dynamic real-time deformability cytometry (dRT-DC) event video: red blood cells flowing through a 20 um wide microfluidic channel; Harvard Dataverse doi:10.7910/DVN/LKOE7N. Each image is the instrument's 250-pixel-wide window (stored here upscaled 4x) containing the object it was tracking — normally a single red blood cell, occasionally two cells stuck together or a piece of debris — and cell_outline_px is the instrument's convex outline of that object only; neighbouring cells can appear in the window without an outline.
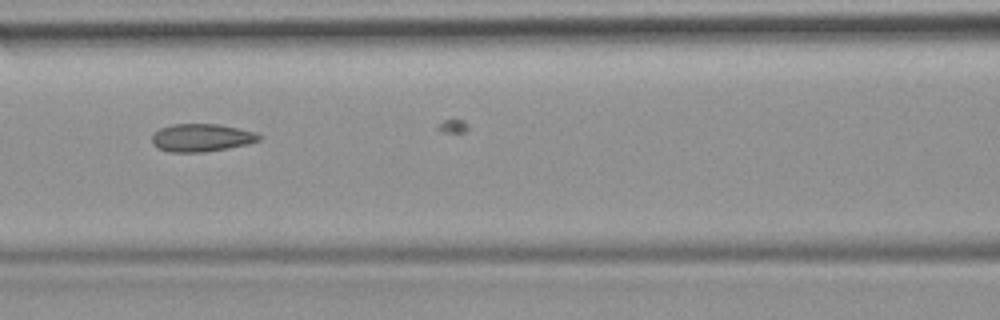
{"species": "common noctule bat (a hibernating species)", "species_latin": "Nyctalus noctula", "temperature_condition": "room temperature", "stored_images_in_passage": 41, "camera_frame_rate_fps": 3000, "um_per_image_px": 0.085, "animal": {"sex": "female", "body_mass_g": 19.9}, "frame": {"image": 1, "passage_image": 24, "time_ms": 7.667, "image_size_px": [1000, 320], "cell_outline_px": [[264, 136], [260, 140], [248, 144], [228, 148], [204, 152], [172, 152], [160, 148], [152, 144], [152, 132], [160, 128], [172, 124], [216, 124], [256, 132]], "centroid_in_image_um": [17.13, 11.7], "position_along_channel_um": 149.5, "area_um2": 17.4}}